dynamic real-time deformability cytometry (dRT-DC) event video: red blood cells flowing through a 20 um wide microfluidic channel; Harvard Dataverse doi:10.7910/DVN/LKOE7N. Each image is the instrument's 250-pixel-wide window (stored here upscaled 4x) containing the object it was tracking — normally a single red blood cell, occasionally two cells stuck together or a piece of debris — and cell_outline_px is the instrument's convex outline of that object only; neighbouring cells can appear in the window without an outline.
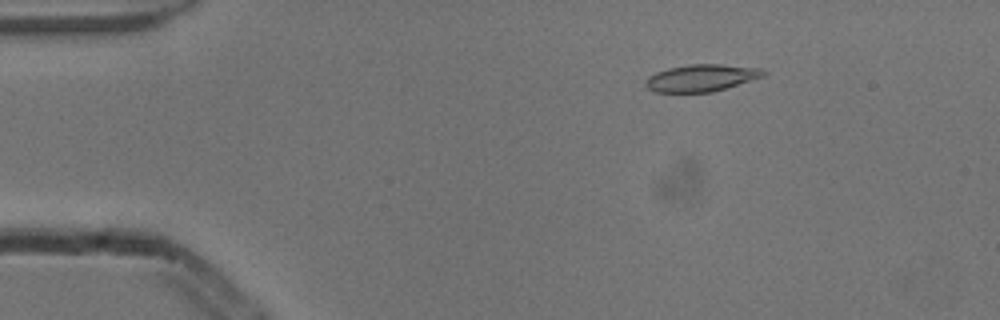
{"species": "common noctule bat (a hibernating species)", "species_latin": "Nyctalus noctula", "temperature_condition": "cold", "stored_images_in_passage": 54, "camera_frame_rate_fps": 3000, "um_per_image_px": 0.085, "animal": {"sex": "male", "body_mass_g": 13.3}, "frame": {"image": 1, "passage_image": 9, "time_ms": 2.667, "image_size_px": [1000, 320], "cell_outline_px": [[768, 72], [764, 76], [712, 92], [656, 92], [648, 88], [644, 84], [648, 76], [656, 72], [668, 68], [692, 64], [720, 64], [760, 68]], "centroid_in_image_um": [59.61, 6.62], "position_along_channel_um": 25.4, "area_um2": 18.44}}
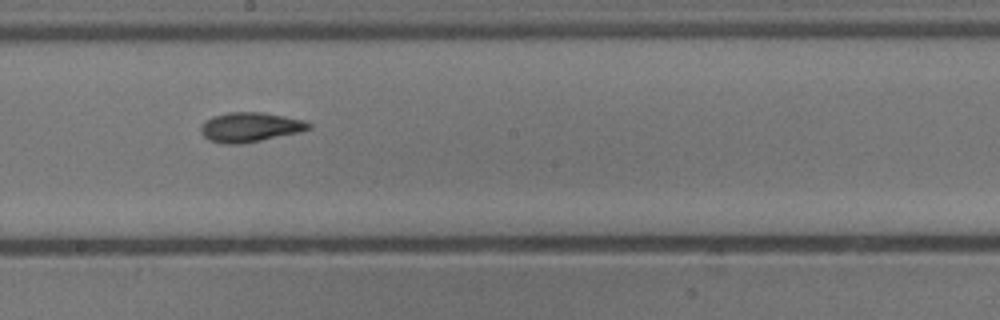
{"frame": {"image": 2, "passage_image": 30, "time_ms": 9.667, "image_size_px": [1000, 320], "cell_outline_px": [[312, 128], [300, 132], [240, 144], [224, 144], [208, 140], [200, 132], [200, 128], [212, 116], [228, 112], [264, 112], [304, 120], [312, 124]], "centroid_in_image_um": [21.27, 10.8], "position_along_channel_um": 226.9, "area_um2": 18.55}}
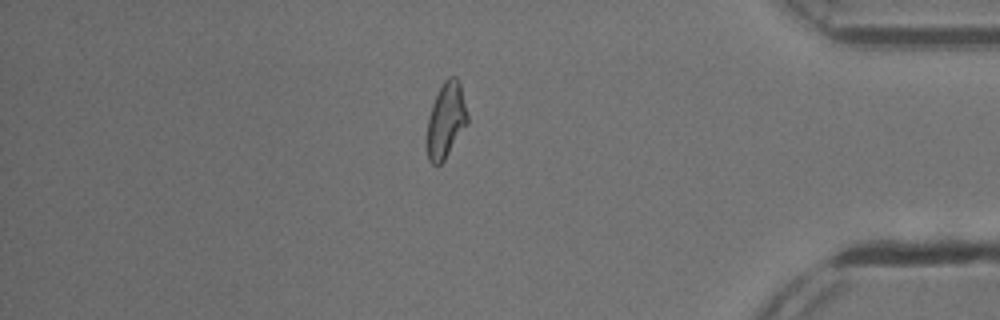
{"frame": {"image": 3, "passage_image": 46, "time_ms": 15.0, "image_size_px": [1000, 320], "cell_outline_px": [[468, 124], [444, 160], [436, 168], [428, 160], [428, 116], [432, 104], [444, 80], [448, 76], [456, 76], [460, 80], [468, 116]], "centroid_in_image_um": [37.93, 10.21], "position_along_channel_um": 397.3, "area_um2": 17.86}, "authors_computed_cell_mechanics": {"area_um2": 18.1492, "velocity_mm_per_s": 3.8538, "shape_relaxation_time_tau1_ms": 6.6625, "shape_relaxation_time_tau2_ms": 2.9443, "deformation_change_tau1": 0.2032, "deformation_change_tau2": 0.1024}}